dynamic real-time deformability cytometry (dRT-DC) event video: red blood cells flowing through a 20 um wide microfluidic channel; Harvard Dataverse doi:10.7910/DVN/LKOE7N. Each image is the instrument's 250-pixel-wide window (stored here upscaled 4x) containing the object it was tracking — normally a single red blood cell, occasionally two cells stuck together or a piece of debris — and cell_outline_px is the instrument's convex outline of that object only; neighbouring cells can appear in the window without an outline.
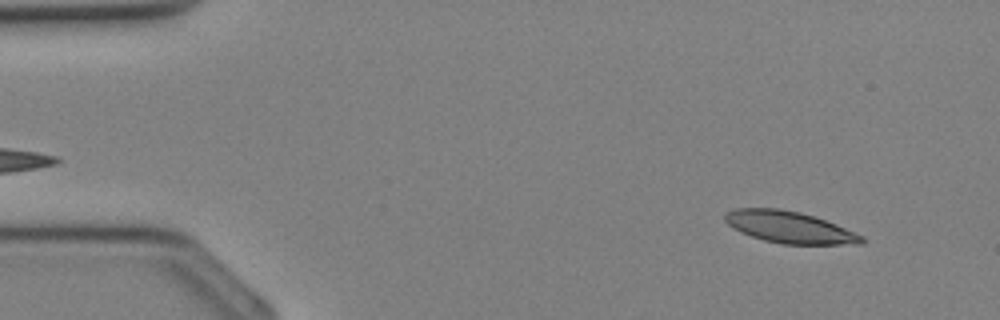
{"species": "Egyptian fruit bat (a non-hibernating species)", "species_latin": "Rousettus aegyptiacus", "temperature_condition": "cold", "stored_images_in_passage": 34, "camera_frame_rate_fps": 3000, "um_per_image_px": 0.085, "animal": {"sex": "female"}, "frame": {"image": 1, "passage_image": 3, "time_ms": 0.667, "image_size_px": [1000, 320], "cell_outline_px": [[864, 244], [780, 244], [764, 240], [740, 232], [732, 228], [724, 220], [724, 216], [728, 212], [736, 208], [780, 208], [800, 212], [836, 224], [864, 236]], "centroid_in_image_um": [67.1, 19.31], "position_along_channel_um": 17.9, "area_um2": 25.2}}
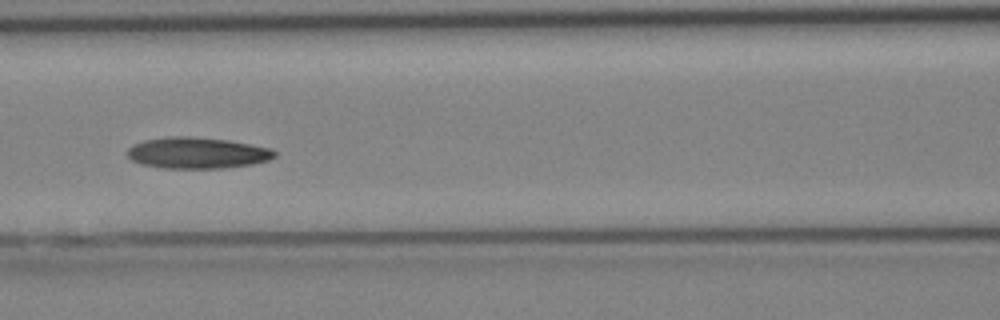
{"frame": {"image": 2, "passage_image": 15, "time_ms": 4.667, "image_size_px": [1000, 320], "cell_outline_px": [[276, 156], [268, 160], [252, 164], [224, 168], [164, 168], [144, 164], [132, 160], [128, 156], [128, 148], [132, 144], [144, 140], [168, 136], [188, 136], [228, 140], [268, 148], [276, 152]], "centroid_in_image_um": [16.74, 12.99], "position_along_channel_um": 149.9, "area_um2": 26.59}}
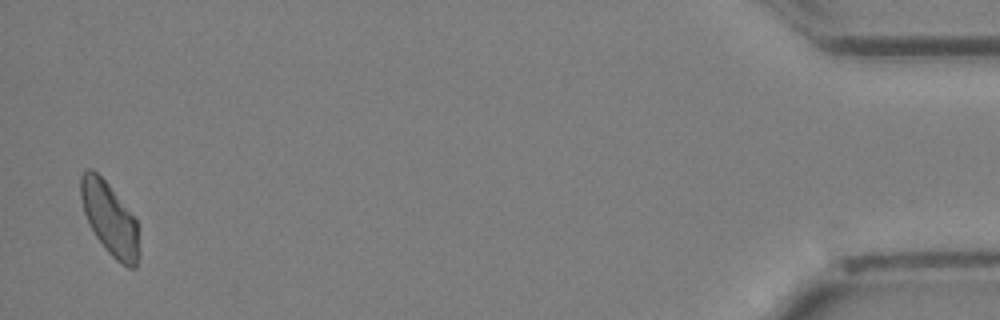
{"frame": {"image": 3, "passage_image": 34, "time_ms": 11.0, "image_size_px": [1000, 320], "cell_outline_px": [[140, 256], [136, 268], [128, 268], [116, 260], [108, 252], [96, 236], [84, 212], [80, 196], [80, 176], [88, 168], [92, 168], [108, 184], [136, 220], [140, 228]], "centroid_in_image_um": [9.37, 18.64], "position_along_channel_um": 425.8, "area_um2": 24.74}}